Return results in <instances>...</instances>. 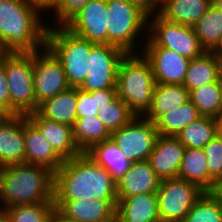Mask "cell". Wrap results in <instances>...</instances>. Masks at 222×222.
<instances>
[{
    "label": "cell",
    "mask_w": 222,
    "mask_h": 222,
    "mask_svg": "<svg viewBox=\"0 0 222 222\" xmlns=\"http://www.w3.org/2000/svg\"><path fill=\"white\" fill-rule=\"evenodd\" d=\"M0 222H11L3 209H0Z\"/></svg>",
    "instance_id": "cell-44"
},
{
    "label": "cell",
    "mask_w": 222,
    "mask_h": 222,
    "mask_svg": "<svg viewBox=\"0 0 222 222\" xmlns=\"http://www.w3.org/2000/svg\"><path fill=\"white\" fill-rule=\"evenodd\" d=\"M29 5L37 8L42 14L51 11L57 4L58 0H25Z\"/></svg>",
    "instance_id": "cell-41"
},
{
    "label": "cell",
    "mask_w": 222,
    "mask_h": 222,
    "mask_svg": "<svg viewBox=\"0 0 222 222\" xmlns=\"http://www.w3.org/2000/svg\"><path fill=\"white\" fill-rule=\"evenodd\" d=\"M148 19L151 20H148V36L144 39V46L164 47L189 59L200 57L206 52L193 26L168 21L159 13Z\"/></svg>",
    "instance_id": "cell-8"
},
{
    "label": "cell",
    "mask_w": 222,
    "mask_h": 222,
    "mask_svg": "<svg viewBox=\"0 0 222 222\" xmlns=\"http://www.w3.org/2000/svg\"><path fill=\"white\" fill-rule=\"evenodd\" d=\"M201 117L199 110L189 100L178 109L161 115L154 124L158 135L177 136L185 127Z\"/></svg>",
    "instance_id": "cell-29"
},
{
    "label": "cell",
    "mask_w": 222,
    "mask_h": 222,
    "mask_svg": "<svg viewBox=\"0 0 222 222\" xmlns=\"http://www.w3.org/2000/svg\"><path fill=\"white\" fill-rule=\"evenodd\" d=\"M140 51L150 63L156 84L183 85L191 59L159 46H144Z\"/></svg>",
    "instance_id": "cell-14"
},
{
    "label": "cell",
    "mask_w": 222,
    "mask_h": 222,
    "mask_svg": "<svg viewBox=\"0 0 222 222\" xmlns=\"http://www.w3.org/2000/svg\"><path fill=\"white\" fill-rule=\"evenodd\" d=\"M66 218L79 222H116L117 199L54 201Z\"/></svg>",
    "instance_id": "cell-15"
},
{
    "label": "cell",
    "mask_w": 222,
    "mask_h": 222,
    "mask_svg": "<svg viewBox=\"0 0 222 222\" xmlns=\"http://www.w3.org/2000/svg\"><path fill=\"white\" fill-rule=\"evenodd\" d=\"M91 0H58L51 10L54 12V26H65ZM57 20V21H56Z\"/></svg>",
    "instance_id": "cell-38"
},
{
    "label": "cell",
    "mask_w": 222,
    "mask_h": 222,
    "mask_svg": "<svg viewBox=\"0 0 222 222\" xmlns=\"http://www.w3.org/2000/svg\"><path fill=\"white\" fill-rule=\"evenodd\" d=\"M177 177L198 185L205 192H210L215 185L203 149L199 148L185 149Z\"/></svg>",
    "instance_id": "cell-24"
},
{
    "label": "cell",
    "mask_w": 222,
    "mask_h": 222,
    "mask_svg": "<svg viewBox=\"0 0 222 222\" xmlns=\"http://www.w3.org/2000/svg\"><path fill=\"white\" fill-rule=\"evenodd\" d=\"M185 149L177 136H157L148 161L160 180L177 177Z\"/></svg>",
    "instance_id": "cell-17"
},
{
    "label": "cell",
    "mask_w": 222,
    "mask_h": 222,
    "mask_svg": "<svg viewBox=\"0 0 222 222\" xmlns=\"http://www.w3.org/2000/svg\"><path fill=\"white\" fill-rule=\"evenodd\" d=\"M33 76L36 103H41L70 88L61 62L44 47L33 52Z\"/></svg>",
    "instance_id": "cell-12"
},
{
    "label": "cell",
    "mask_w": 222,
    "mask_h": 222,
    "mask_svg": "<svg viewBox=\"0 0 222 222\" xmlns=\"http://www.w3.org/2000/svg\"><path fill=\"white\" fill-rule=\"evenodd\" d=\"M190 100L188 89L181 84H155L152 105L145 117L155 122L161 115L178 109Z\"/></svg>",
    "instance_id": "cell-22"
},
{
    "label": "cell",
    "mask_w": 222,
    "mask_h": 222,
    "mask_svg": "<svg viewBox=\"0 0 222 222\" xmlns=\"http://www.w3.org/2000/svg\"><path fill=\"white\" fill-rule=\"evenodd\" d=\"M193 29L202 47L213 52L222 39V12L211 5Z\"/></svg>",
    "instance_id": "cell-31"
},
{
    "label": "cell",
    "mask_w": 222,
    "mask_h": 222,
    "mask_svg": "<svg viewBox=\"0 0 222 222\" xmlns=\"http://www.w3.org/2000/svg\"><path fill=\"white\" fill-rule=\"evenodd\" d=\"M157 136L154 122L145 116H136L127 125L112 132L110 138L133 163L148 160Z\"/></svg>",
    "instance_id": "cell-10"
},
{
    "label": "cell",
    "mask_w": 222,
    "mask_h": 222,
    "mask_svg": "<svg viewBox=\"0 0 222 222\" xmlns=\"http://www.w3.org/2000/svg\"><path fill=\"white\" fill-rule=\"evenodd\" d=\"M117 199L116 180L86 153L67 159L54 174V201Z\"/></svg>",
    "instance_id": "cell-1"
},
{
    "label": "cell",
    "mask_w": 222,
    "mask_h": 222,
    "mask_svg": "<svg viewBox=\"0 0 222 222\" xmlns=\"http://www.w3.org/2000/svg\"><path fill=\"white\" fill-rule=\"evenodd\" d=\"M216 120L218 121V123H222V97H221L220 109H219Z\"/></svg>",
    "instance_id": "cell-47"
},
{
    "label": "cell",
    "mask_w": 222,
    "mask_h": 222,
    "mask_svg": "<svg viewBox=\"0 0 222 222\" xmlns=\"http://www.w3.org/2000/svg\"><path fill=\"white\" fill-rule=\"evenodd\" d=\"M210 177L216 182L222 178V139L217 135L204 148Z\"/></svg>",
    "instance_id": "cell-37"
},
{
    "label": "cell",
    "mask_w": 222,
    "mask_h": 222,
    "mask_svg": "<svg viewBox=\"0 0 222 222\" xmlns=\"http://www.w3.org/2000/svg\"><path fill=\"white\" fill-rule=\"evenodd\" d=\"M85 153L99 166L107 169L115 180L123 176L131 166V162L111 138L93 145Z\"/></svg>",
    "instance_id": "cell-27"
},
{
    "label": "cell",
    "mask_w": 222,
    "mask_h": 222,
    "mask_svg": "<svg viewBox=\"0 0 222 222\" xmlns=\"http://www.w3.org/2000/svg\"><path fill=\"white\" fill-rule=\"evenodd\" d=\"M25 163L24 115L0 119V168Z\"/></svg>",
    "instance_id": "cell-16"
},
{
    "label": "cell",
    "mask_w": 222,
    "mask_h": 222,
    "mask_svg": "<svg viewBox=\"0 0 222 222\" xmlns=\"http://www.w3.org/2000/svg\"><path fill=\"white\" fill-rule=\"evenodd\" d=\"M52 222H79L64 217L57 209L53 215Z\"/></svg>",
    "instance_id": "cell-43"
},
{
    "label": "cell",
    "mask_w": 222,
    "mask_h": 222,
    "mask_svg": "<svg viewBox=\"0 0 222 222\" xmlns=\"http://www.w3.org/2000/svg\"><path fill=\"white\" fill-rule=\"evenodd\" d=\"M210 193L218 200V202L222 205V178L218 179L215 182L214 188L210 191Z\"/></svg>",
    "instance_id": "cell-42"
},
{
    "label": "cell",
    "mask_w": 222,
    "mask_h": 222,
    "mask_svg": "<svg viewBox=\"0 0 222 222\" xmlns=\"http://www.w3.org/2000/svg\"><path fill=\"white\" fill-rule=\"evenodd\" d=\"M155 84L150 63L141 53L126 54L120 61L117 96L136 116H145L151 108Z\"/></svg>",
    "instance_id": "cell-4"
},
{
    "label": "cell",
    "mask_w": 222,
    "mask_h": 222,
    "mask_svg": "<svg viewBox=\"0 0 222 222\" xmlns=\"http://www.w3.org/2000/svg\"><path fill=\"white\" fill-rule=\"evenodd\" d=\"M218 135H219V136L221 137V139H222V123H219Z\"/></svg>",
    "instance_id": "cell-50"
},
{
    "label": "cell",
    "mask_w": 222,
    "mask_h": 222,
    "mask_svg": "<svg viewBox=\"0 0 222 222\" xmlns=\"http://www.w3.org/2000/svg\"><path fill=\"white\" fill-rule=\"evenodd\" d=\"M24 141L25 164L40 165L55 174L65 161L26 115H24Z\"/></svg>",
    "instance_id": "cell-18"
},
{
    "label": "cell",
    "mask_w": 222,
    "mask_h": 222,
    "mask_svg": "<svg viewBox=\"0 0 222 222\" xmlns=\"http://www.w3.org/2000/svg\"><path fill=\"white\" fill-rule=\"evenodd\" d=\"M7 53V51L3 48L2 43L0 42V59Z\"/></svg>",
    "instance_id": "cell-48"
},
{
    "label": "cell",
    "mask_w": 222,
    "mask_h": 222,
    "mask_svg": "<svg viewBox=\"0 0 222 222\" xmlns=\"http://www.w3.org/2000/svg\"><path fill=\"white\" fill-rule=\"evenodd\" d=\"M116 222H160L156 192L117 200Z\"/></svg>",
    "instance_id": "cell-21"
},
{
    "label": "cell",
    "mask_w": 222,
    "mask_h": 222,
    "mask_svg": "<svg viewBox=\"0 0 222 222\" xmlns=\"http://www.w3.org/2000/svg\"><path fill=\"white\" fill-rule=\"evenodd\" d=\"M222 59L214 52H205L202 56L191 59L183 85L189 93L203 85L219 80Z\"/></svg>",
    "instance_id": "cell-25"
},
{
    "label": "cell",
    "mask_w": 222,
    "mask_h": 222,
    "mask_svg": "<svg viewBox=\"0 0 222 222\" xmlns=\"http://www.w3.org/2000/svg\"><path fill=\"white\" fill-rule=\"evenodd\" d=\"M47 26L46 47L61 62L69 86L79 88L88 75V57L96 44L76 35L65 26Z\"/></svg>",
    "instance_id": "cell-5"
},
{
    "label": "cell",
    "mask_w": 222,
    "mask_h": 222,
    "mask_svg": "<svg viewBox=\"0 0 222 222\" xmlns=\"http://www.w3.org/2000/svg\"><path fill=\"white\" fill-rule=\"evenodd\" d=\"M219 58L222 59V39L219 46L213 51Z\"/></svg>",
    "instance_id": "cell-45"
},
{
    "label": "cell",
    "mask_w": 222,
    "mask_h": 222,
    "mask_svg": "<svg viewBox=\"0 0 222 222\" xmlns=\"http://www.w3.org/2000/svg\"><path fill=\"white\" fill-rule=\"evenodd\" d=\"M168 0H158L159 4L162 6L164 3H166Z\"/></svg>",
    "instance_id": "cell-51"
},
{
    "label": "cell",
    "mask_w": 222,
    "mask_h": 222,
    "mask_svg": "<svg viewBox=\"0 0 222 222\" xmlns=\"http://www.w3.org/2000/svg\"><path fill=\"white\" fill-rule=\"evenodd\" d=\"M42 15L25 0H0V42L3 48L7 52L33 53L46 47L48 24Z\"/></svg>",
    "instance_id": "cell-2"
},
{
    "label": "cell",
    "mask_w": 222,
    "mask_h": 222,
    "mask_svg": "<svg viewBox=\"0 0 222 222\" xmlns=\"http://www.w3.org/2000/svg\"><path fill=\"white\" fill-rule=\"evenodd\" d=\"M71 127L73 138L82 153L111 137L98 116L77 118Z\"/></svg>",
    "instance_id": "cell-28"
},
{
    "label": "cell",
    "mask_w": 222,
    "mask_h": 222,
    "mask_svg": "<svg viewBox=\"0 0 222 222\" xmlns=\"http://www.w3.org/2000/svg\"><path fill=\"white\" fill-rule=\"evenodd\" d=\"M126 53L113 45L96 44L89 54V72L79 89H116L118 66Z\"/></svg>",
    "instance_id": "cell-11"
},
{
    "label": "cell",
    "mask_w": 222,
    "mask_h": 222,
    "mask_svg": "<svg viewBox=\"0 0 222 222\" xmlns=\"http://www.w3.org/2000/svg\"><path fill=\"white\" fill-rule=\"evenodd\" d=\"M183 222H222V205L210 192H204Z\"/></svg>",
    "instance_id": "cell-36"
},
{
    "label": "cell",
    "mask_w": 222,
    "mask_h": 222,
    "mask_svg": "<svg viewBox=\"0 0 222 222\" xmlns=\"http://www.w3.org/2000/svg\"><path fill=\"white\" fill-rule=\"evenodd\" d=\"M98 117L106 129L112 133L127 125L136 115L118 96L110 103L100 107Z\"/></svg>",
    "instance_id": "cell-35"
},
{
    "label": "cell",
    "mask_w": 222,
    "mask_h": 222,
    "mask_svg": "<svg viewBox=\"0 0 222 222\" xmlns=\"http://www.w3.org/2000/svg\"><path fill=\"white\" fill-rule=\"evenodd\" d=\"M219 123L216 118L202 116L185 127L177 138L185 148L203 149L218 135Z\"/></svg>",
    "instance_id": "cell-30"
},
{
    "label": "cell",
    "mask_w": 222,
    "mask_h": 222,
    "mask_svg": "<svg viewBox=\"0 0 222 222\" xmlns=\"http://www.w3.org/2000/svg\"><path fill=\"white\" fill-rule=\"evenodd\" d=\"M132 4L139 7L148 16L160 13L162 6L158 0H129Z\"/></svg>",
    "instance_id": "cell-40"
},
{
    "label": "cell",
    "mask_w": 222,
    "mask_h": 222,
    "mask_svg": "<svg viewBox=\"0 0 222 222\" xmlns=\"http://www.w3.org/2000/svg\"><path fill=\"white\" fill-rule=\"evenodd\" d=\"M212 5L222 12V0H214Z\"/></svg>",
    "instance_id": "cell-46"
},
{
    "label": "cell",
    "mask_w": 222,
    "mask_h": 222,
    "mask_svg": "<svg viewBox=\"0 0 222 222\" xmlns=\"http://www.w3.org/2000/svg\"><path fill=\"white\" fill-rule=\"evenodd\" d=\"M107 24V0H91L65 27L93 44H108Z\"/></svg>",
    "instance_id": "cell-13"
},
{
    "label": "cell",
    "mask_w": 222,
    "mask_h": 222,
    "mask_svg": "<svg viewBox=\"0 0 222 222\" xmlns=\"http://www.w3.org/2000/svg\"><path fill=\"white\" fill-rule=\"evenodd\" d=\"M10 95V115H28L37 111L34 92L33 53L7 52L4 56Z\"/></svg>",
    "instance_id": "cell-7"
},
{
    "label": "cell",
    "mask_w": 222,
    "mask_h": 222,
    "mask_svg": "<svg viewBox=\"0 0 222 222\" xmlns=\"http://www.w3.org/2000/svg\"><path fill=\"white\" fill-rule=\"evenodd\" d=\"M160 181L148 160L133 162L128 171L116 180L117 200L157 192Z\"/></svg>",
    "instance_id": "cell-19"
},
{
    "label": "cell",
    "mask_w": 222,
    "mask_h": 222,
    "mask_svg": "<svg viewBox=\"0 0 222 222\" xmlns=\"http://www.w3.org/2000/svg\"><path fill=\"white\" fill-rule=\"evenodd\" d=\"M5 114L2 112V111H0V119L4 116Z\"/></svg>",
    "instance_id": "cell-52"
},
{
    "label": "cell",
    "mask_w": 222,
    "mask_h": 222,
    "mask_svg": "<svg viewBox=\"0 0 222 222\" xmlns=\"http://www.w3.org/2000/svg\"><path fill=\"white\" fill-rule=\"evenodd\" d=\"M204 192L198 185L178 177L161 180L156 192L160 222H183Z\"/></svg>",
    "instance_id": "cell-9"
},
{
    "label": "cell",
    "mask_w": 222,
    "mask_h": 222,
    "mask_svg": "<svg viewBox=\"0 0 222 222\" xmlns=\"http://www.w3.org/2000/svg\"><path fill=\"white\" fill-rule=\"evenodd\" d=\"M37 112L44 118L69 126L77 120V88L64 92L41 103Z\"/></svg>",
    "instance_id": "cell-23"
},
{
    "label": "cell",
    "mask_w": 222,
    "mask_h": 222,
    "mask_svg": "<svg viewBox=\"0 0 222 222\" xmlns=\"http://www.w3.org/2000/svg\"><path fill=\"white\" fill-rule=\"evenodd\" d=\"M11 222H52L56 211L54 202L15 205L4 209Z\"/></svg>",
    "instance_id": "cell-33"
},
{
    "label": "cell",
    "mask_w": 222,
    "mask_h": 222,
    "mask_svg": "<svg viewBox=\"0 0 222 222\" xmlns=\"http://www.w3.org/2000/svg\"><path fill=\"white\" fill-rule=\"evenodd\" d=\"M211 5L210 0H168L159 14L168 21L194 26Z\"/></svg>",
    "instance_id": "cell-26"
},
{
    "label": "cell",
    "mask_w": 222,
    "mask_h": 222,
    "mask_svg": "<svg viewBox=\"0 0 222 222\" xmlns=\"http://www.w3.org/2000/svg\"><path fill=\"white\" fill-rule=\"evenodd\" d=\"M41 202H54L53 172L25 163L0 168V209Z\"/></svg>",
    "instance_id": "cell-3"
},
{
    "label": "cell",
    "mask_w": 222,
    "mask_h": 222,
    "mask_svg": "<svg viewBox=\"0 0 222 222\" xmlns=\"http://www.w3.org/2000/svg\"><path fill=\"white\" fill-rule=\"evenodd\" d=\"M27 118L38 128L41 134L50 142L53 149L64 160L82 154L73 138L71 126L48 120L37 111L28 114Z\"/></svg>",
    "instance_id": "cell-20"
},
{
    "label": "cell",
    "mask_w": 222,
    "mask_h": 222,
    "mask_svg": "<svg viewBox=\"0 0 222 222\" xmlns=\"http://www.w3.org/2000/svg\"><path fill=\"white\" fill-rule=\"evenodd\" d=\"M189 95L202 116L217 118L222 97L220 80L196 88Z\"/></svg>",
    "instance_id": "cell-32"
},
{
    "label": "cell",
    "mask_w": 222,
    "mask_h": 222,
    "mask_svg": "<svg viewBox=\"0 0 222 222\" xmlns=\"http://www.w3.org/2000/svg\"><path fill=\"white\" fill-rule=\"evenodd\" d=\"M116 97V89L86 92L77 88V118L98 116L100 107L110 104Z\"/></svg>",
    "instance_id": "cell-34"
},
{
    "label": "cell",
    "mask_w": 222,
    "mask_h": 222,
    "mask_svg": "<svg viewBox=\"0 0 222 222\" xmlns=\"http://www.w3.org/2000/svg\"><path fill=\"white\" fill-rule=\"evenodd\" d=\"M107 9L108 44L122 49L126 54L140 53L139 50L143 46L136 44L138 41L139 44L144 45L145 41L142 38L148 32L149 16L129 0H107ZM137 37L143 42L140 43Z\"/></svg>",
    "instance_id": "cell-6"
},
{
    "label": "cell",
    "mask_w": 222,
    "mask_h": 222,
    "mask_svg": "<svg viewBox=\"0 0 222 222\" xmlns=\"http://www.w3.org/2000/svg\"><path fill=\"white\" fill-rule=\"evenodd\" d=\"M219 80H220V84L222 86V61H221L220 69H219Z\"/></svg>",
    "instance_id": "cell-49"
},
{
    "label": "cell",
    "mask_w": 222,
    "mask_h": 222,
    "mask_svg": "<svg viewBox=\"0 0 222 222\" xmlns=\"http://www.w3.org/2000/svg\"><path fill=\"white\" fill-rule=\"evenodd\" d=\"M0 111L10 115V95L3 58L0 59Z\"/></svg>",
    "instance_id": "cell-39"
}]
</instances>
